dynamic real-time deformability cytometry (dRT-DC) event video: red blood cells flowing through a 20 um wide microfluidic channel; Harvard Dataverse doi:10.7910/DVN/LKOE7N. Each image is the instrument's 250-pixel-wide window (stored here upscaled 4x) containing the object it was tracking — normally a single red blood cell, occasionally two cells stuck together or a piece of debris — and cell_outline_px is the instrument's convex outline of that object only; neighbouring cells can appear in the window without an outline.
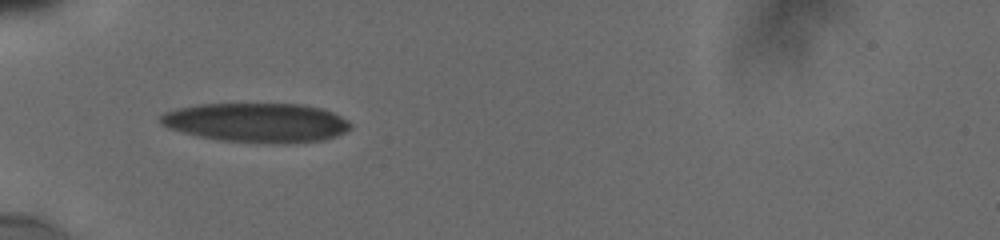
{"species": "human", "species_latin": "Homo sapiens", "temperature_condition": "cold", "stored_images_in_passage": 7, "camera_frame_rate_fps": 3000, "um_per_image_px": 0.085, "donor": {"sex": "male"}, "frame": {"image": 1, "passage_image": 6, "time_ms": 5.0, "image_size_px": [1000, 240], "cell_outline_px": [[352, 128], [336, 136], [324, 140], [220, 140], [200, 136], [168, 128], [160, 124], [160, 116], [164, 112], [176, 108], [200, 104], [304, 104], [324, 108], [348, 120], [352, 124]], "centroid_in_image_um": [21.8, 10.36], "position_along_channel_um": 63.2, "area_um2": 42.19}}